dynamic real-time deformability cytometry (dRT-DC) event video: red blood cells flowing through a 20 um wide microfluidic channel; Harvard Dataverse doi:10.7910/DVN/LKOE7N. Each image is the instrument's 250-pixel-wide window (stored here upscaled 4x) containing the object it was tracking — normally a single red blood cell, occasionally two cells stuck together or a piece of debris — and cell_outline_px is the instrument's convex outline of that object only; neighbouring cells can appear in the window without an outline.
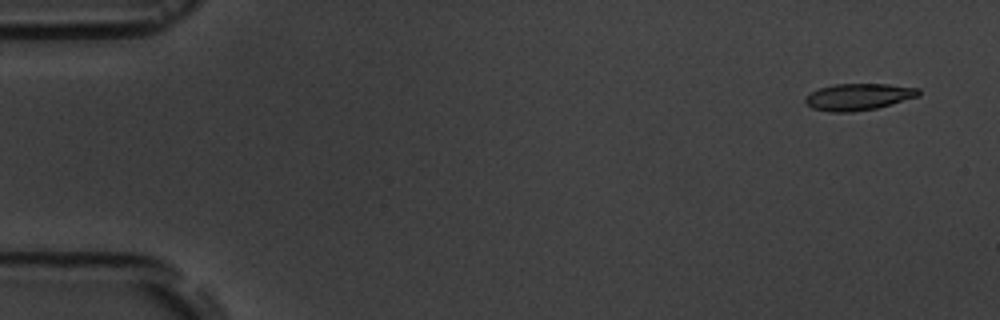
{"species": "common noctule bat (a hibernating species)", "species_latin": "Nyctalus noctula", "temperature_condition": "room temperature", "stored_images_in_passage": 4, "camera_frame_rate_fps": 3000, "um_per_image_px": 0.085, "animal": {"sex": "male", "body_mass_g": 19.5, "forearm_length_mm": 54.6}, "frame": {"image": 1, "passage_image": 1, "time_ms": 0.0, "image_size_px": [1000, 320], "cell_outline_px": [[920, 96], [876, 108], [852, 112], [828, 112], [812, 108], [804, 104], [804, 96], [820, 88], [832, 84], [888, 84], [920, 88]], "centroid_in_image_um": [72.94, 8.23], "position_along_channel_um": 12.1, "area_um2": 17.8}}
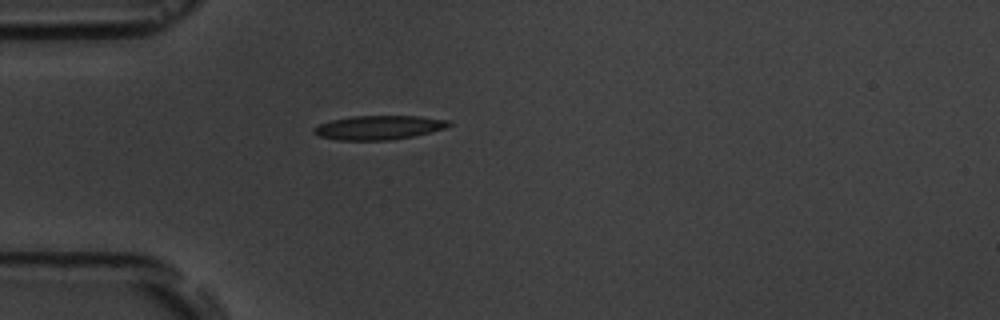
{"frame": {"image": 2, "passage_image": 4, "time_ms": 4.333, "image_size_px": [1000, 320], "cell_outline_px": [[452, 124], [444, 128], [412, 136], [388, 140], [336, 140], [316, 136], [312, 132], [312, 128], [320, 124], [332, 120], [352, 116], [420, 116], [448, 120]], "centroid_in_image_um": [32.12, 10.84], "position_along_channel_um": 52.9, "area_um2": 18.84}}